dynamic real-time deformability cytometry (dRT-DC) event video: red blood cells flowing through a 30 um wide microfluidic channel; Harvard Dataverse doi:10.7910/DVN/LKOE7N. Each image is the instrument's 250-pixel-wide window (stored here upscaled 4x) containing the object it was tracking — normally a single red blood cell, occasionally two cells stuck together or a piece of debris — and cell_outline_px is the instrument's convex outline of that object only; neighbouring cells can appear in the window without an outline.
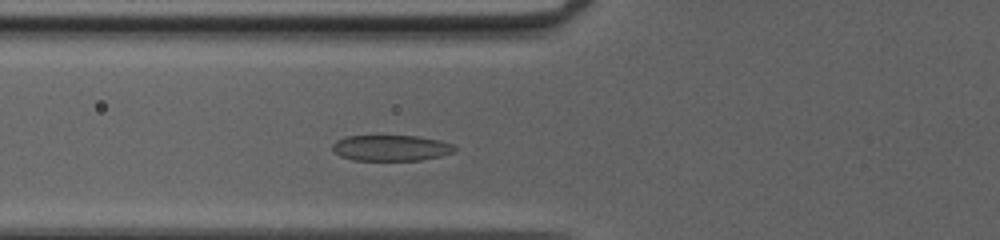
{"species": "common noctule bat (a hibernating species)", "species_latin": "Nyctalus noctula", "temperature_condition": "cold", "stored_images_in_passage": 41, "camera_frame_rate_fps": 3000, "um_per_image_px": 0.085, "animal": {"sex": "female", "body_mass_g": 20.0, "forearm_length_mm": 54.0}, "frame": {"image": 1, "passage_image": 11, "time_ms": 3.333, "image_size_px": [1000, 240], "cell_outline_px": [[456, 148], [452, 152], [440, 156], [420, 160], [352, 160], [340, 156], [332, 152], [332, 144], [336, 140], [344, 136], [420, 136], [440, 140], [452, 144]], "centroid_in_image_um": [33.18, 12.57], "position_along_channel_um": 92.6, "area_um2": 18.5}}
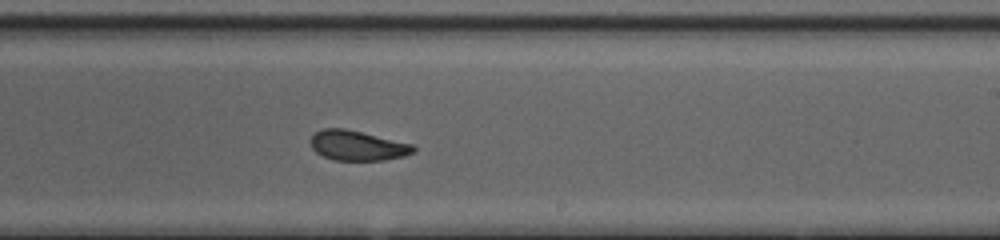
{"frame": {"image": 2, "passage_image": 23, "time_ms": 7.333, "image_size_px": [1000, 240], "cell_outline_px": [[416, 152], [404, 156], [384, 160], [336, 160], [324, 156], [316, 152], [312, 148], [312, 136], [316, 132], [324, 128], [344, 128], [412, 144], [416, 148]], "centroid_in_image_um": [30.41, 12.38], "position_along_channel_um": 258.6, "area_um2": 17.69}}
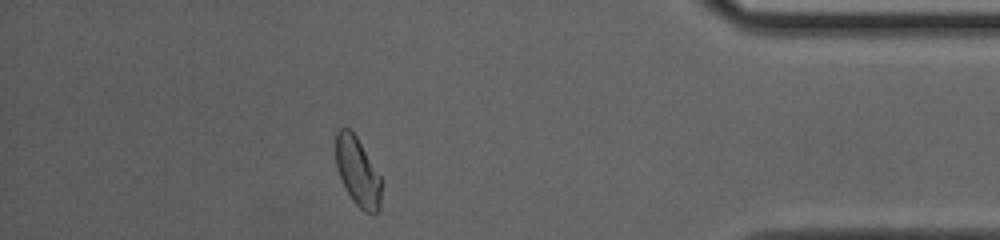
{"frame": {"image": 3, "passage_image": 36, "time_ms": 11.667, "image_size_px": [1000, 240], "cell_outline_px": [[380, 208], [372, 216], [364, 212], [352, 200], [340, 176], [336, 164], [336, 132], [340, 128], [348, 128], [356, 136], [380, 176]], "centroid_in_image_um": [30.4, 14.62], "position_along_channel_um": 404.8, "area_um2": 17.86}}